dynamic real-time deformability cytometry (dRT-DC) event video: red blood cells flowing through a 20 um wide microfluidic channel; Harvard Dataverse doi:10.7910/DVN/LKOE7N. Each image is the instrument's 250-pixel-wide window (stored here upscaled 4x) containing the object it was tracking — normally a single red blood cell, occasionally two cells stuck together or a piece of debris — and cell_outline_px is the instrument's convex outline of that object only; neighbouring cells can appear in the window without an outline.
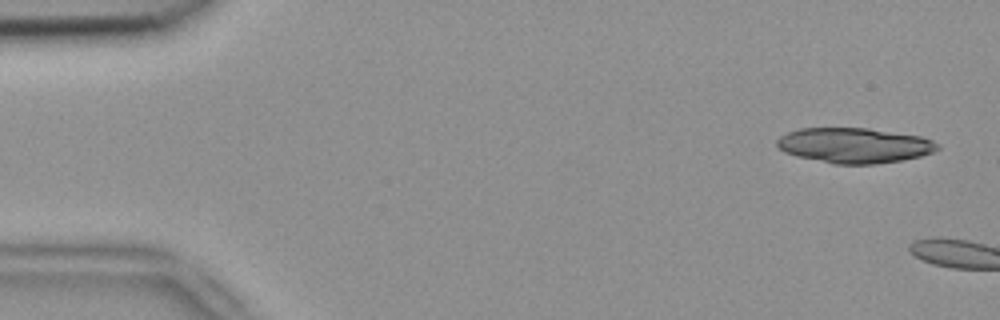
{"species": "common noctule bat (a hibernating species)", "species_latin": "Nyctalus noctula", "temperature_condition": "room temperature", "stored_images_in_passage": 2, "camera_frame_rate_fps": 3000, "um_per_image_px": 0.085, "animal": {"sex": "female", "body_mass_g": 18.4}, "frame": {"image": 1, "passage_image": 1, "time_ms": 0.0, "image_size_px": [1000, 320], "cell_outline_px": [[940, 148], [932, 152], [920, 156], [900, 160], [876, 164], [832, 164], [796, 156], [784, 152], [776, 144], [776, 140], [780, 136], [788, 132], [800, 128], [868, 128], [920, 136], [932, 140], [940, 144]], "centroid_in_image_um": [72.61, 12.36], "position_along_channel_um": 12.4, "area_um2": 32.95}}